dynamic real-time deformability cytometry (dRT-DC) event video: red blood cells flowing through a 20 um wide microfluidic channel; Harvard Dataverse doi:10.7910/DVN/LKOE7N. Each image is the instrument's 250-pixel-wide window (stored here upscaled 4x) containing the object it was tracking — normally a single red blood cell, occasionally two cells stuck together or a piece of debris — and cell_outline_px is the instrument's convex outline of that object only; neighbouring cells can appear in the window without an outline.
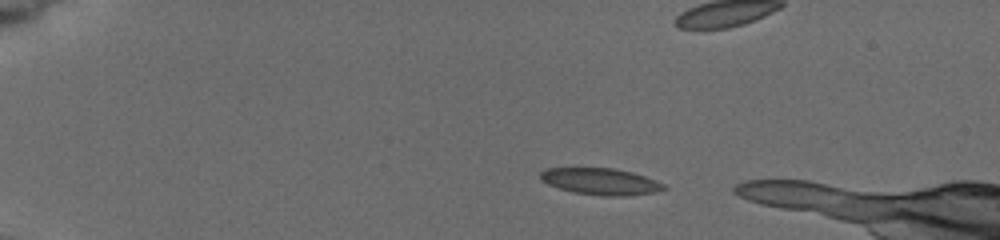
{"species": "common noctule bat (a hibernating species)", "species_latin": "Nyctalus noctula", "temperature_condition": "cold", "stored_images_in_passage": 6, "camera_frame_rate_fps": 3000, "um_per_image_px": 0.085, "animal": {"sex": "female", "body_mass_g": 19.5, "forearm_length_mm": 54.1}, "frame": {"image": 1, "passage_image": 2, "time_ms": 1.333, "image_size_px": [1000, 240], "cell_outline_px": [[668, 188], [656, 192], [628, 196], [600, 196], [572, 192], [548, 184], [540, 180], [540, 172], [548, 168], [612, 168], [632, 172], [644, 176], [664, 184]], "centroid_in_image_um": [51.06, 15.43], "position_along_channel_um": 33.9, "area_um2": 19.19}}